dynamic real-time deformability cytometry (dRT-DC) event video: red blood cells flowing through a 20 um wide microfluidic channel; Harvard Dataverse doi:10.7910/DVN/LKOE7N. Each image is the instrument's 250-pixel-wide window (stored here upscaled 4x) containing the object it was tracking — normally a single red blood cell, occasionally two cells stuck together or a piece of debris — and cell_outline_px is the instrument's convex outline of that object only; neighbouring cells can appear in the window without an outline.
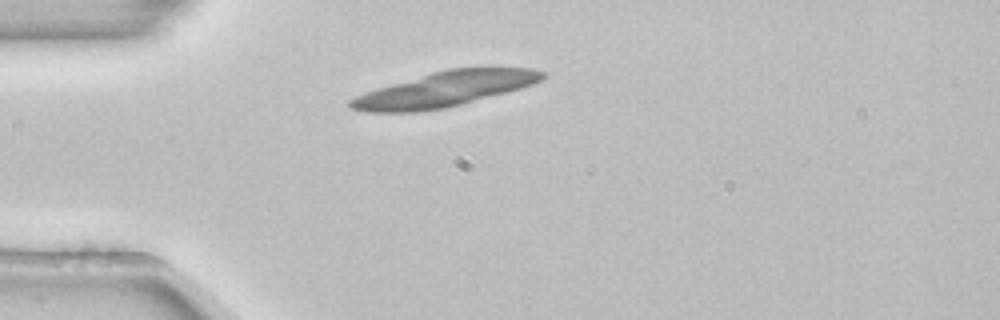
{"species": "common noctule bat (a hibernating species)", "species_latin": "Nyctalus noctula", "temperature_condition": "room temperature", "stored_images_in_passage": 14, "segment_of_instrument_passage": [2, 2], "camera_frame_rate_fps": 3000, "um_per_image_px": 0.085, "animal": {"sex": "female", "body_mass_g": 22.7, "forearm_length_mm": 54.2}, "frame": {"image": 1, "passage_image": 10, "time_ms": 3.0, "image_size_px": [1000, 320], "cell_outline_px": [[460, 100], [448, 104], [428, 108], [364, 108], [352, 104], [360, 100], [396, 88], [424, 88]], "centroid_in_image_um": [34.52, 8.44], "position_along_channel_um": 50.5, "area_um2": 10.69}}